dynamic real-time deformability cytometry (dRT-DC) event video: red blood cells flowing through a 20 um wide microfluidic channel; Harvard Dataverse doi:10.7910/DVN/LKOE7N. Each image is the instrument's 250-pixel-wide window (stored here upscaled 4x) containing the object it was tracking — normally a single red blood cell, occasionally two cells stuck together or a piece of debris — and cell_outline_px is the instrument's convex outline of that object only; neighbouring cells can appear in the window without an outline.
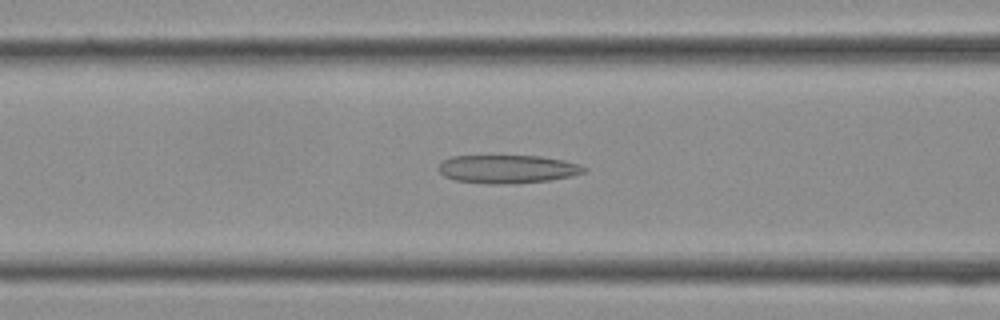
{"species": "Egyptian fruit bat (a non-hibernating species)", "species_latin": "Rousettus aegyptiacus", "temperature_condition": "cold", "stored_images_in_passage": 35, "camera_frame_rate_fps": 3000, "um_per_image_px": 0.085, "frame": {"image": 1, "passage_image": 13, "time_ms": 4.0, "image_size_px": [1000, 320], "cell_outline_px": [[588, 172], [572, 176], [552, 180], [496, 184], [488, 184], [456, 180], [444, 176], [436, 168], [444, 160], [452, 156], [540, 156], [564, 160], [580, 164], [588, 168]], "centroid_in_image_um": [43.18, 14.37], "position_along_channel_um": 123.4, "area_um2": 24.04}}
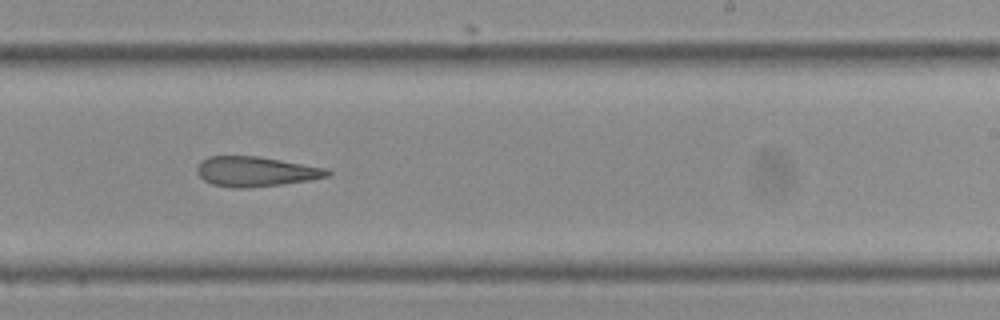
{"frame": {"image": 2, "passage_image": 21, "time_ms": 6.667, "image_size_px": [1000, 320], "cell_outline_px": [[332, 172], [328, 176], [312, 180], [284, 184], [248, 188], [236, 188], [212, 184], [204, 180], [196, 172], [196, 168], [200, 160], [208, 156], [256, 156], [328, 168]], "centroid_in_image_um": [21.74, 14.58], "position_along_channel_um": 267.3, "area_um2": 22.89}}
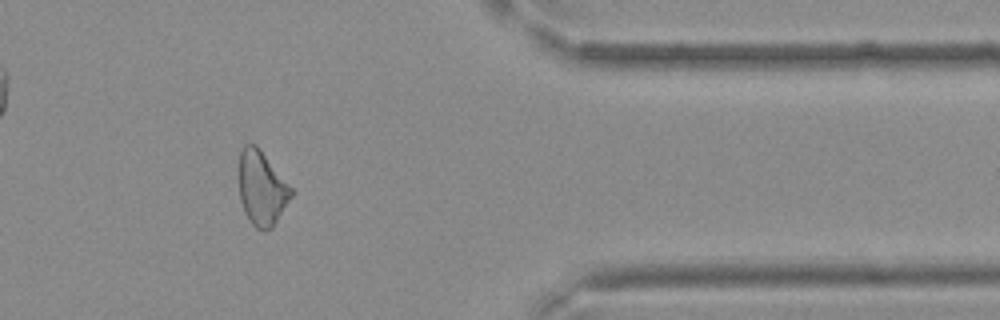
{"frame": {"image": 3, "passage_image": 29, "time_ms": 9.333, "image_size_px": [1000, 320], "cell_outline_px": [[292, 196], [272, 228], [264, 232], [256, 228], [248, 220], [244, 212], [240, 200], [240, 152], [244, 144], [256, 144], [260, 148], [292, 188]], "centroid_in_image_um": [22.25, 16.02], "position_along_channel_um": 389.2, "area_um2": 22.54}}